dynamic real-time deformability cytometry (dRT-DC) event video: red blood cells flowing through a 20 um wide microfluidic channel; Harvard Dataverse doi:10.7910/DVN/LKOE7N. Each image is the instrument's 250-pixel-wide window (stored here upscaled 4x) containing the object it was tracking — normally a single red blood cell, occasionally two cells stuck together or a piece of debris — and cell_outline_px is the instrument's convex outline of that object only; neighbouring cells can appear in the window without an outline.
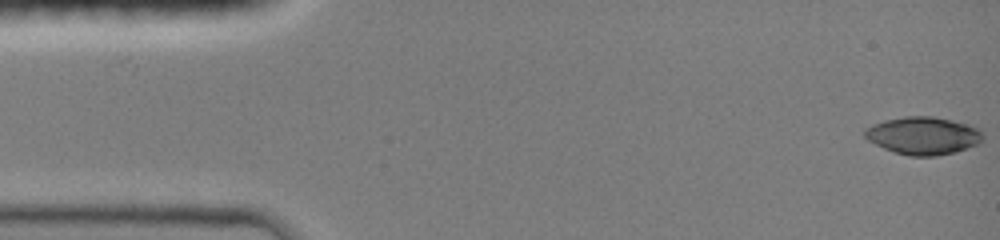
{"species": "common noctule bat (a hibernating species)", "species_latin": "Nyctalus noctula", "temperature_condition": "room temperature", "stored_images_in_passage": 24, "camera_frame_rate_fps": 3000, "um_per_image_px": 0.085, "animal": {"sex": "female", "body_mass_g": 19.0, "forearm_length_mm": 51.5}, "frame": {"image": 1, "passage_image": 1, "time_ms": 0.0, "image_size_px": [1000, 240], "cell_outline_px": [[984, 136], [980, 144], [956, 152], [936, 156], [908, 156], [884, 148], [868, 140], [864, 136], [864, 128], [872, 124], [884, 120], [904, 116], [932, 116], [952, 120], [968, 124], [980, 128]], "centroid_in_image_um": [78.5, 11.52], "position_along_channel_um": 6.5, "area_um2": 26.24}}
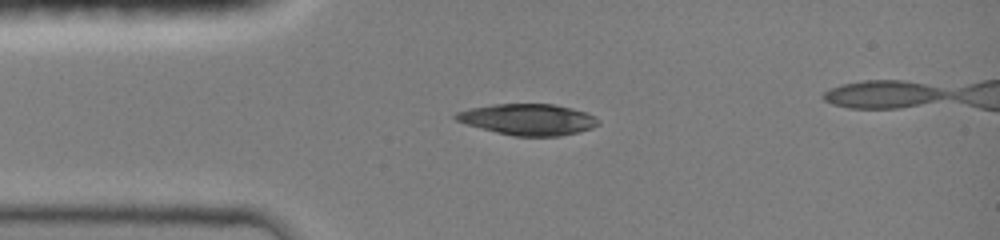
{"frame": {"image": 2, "passage_image": 13, "time_ms": 3.333, "image_size_px": [1000, 240], "cell_outline_px": [[600, 124], [592, 128], [560, 136], [516, 136], [468, 124], [456, 120], [452, 116], [456, 112], [472, 108], [492, 104], [552, 104], [572, 108], [596, 116], [600, 120]], "centroid_in_image_um": [44.93, 10.14], "position_along_channel_um": 40.1, "area_um2": 25.55}}
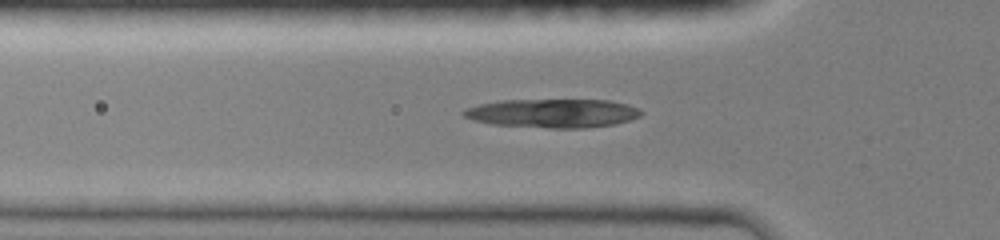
{"frame": {"image": 3, "passage_image": 20, "time_ms": 4.667, "image_size_px": [1000, 240], "cell_outline_px": [[644, 112], [640, 116], [628, 120], [612, 124], [584, 128], [548, 128], [492, 124], [476, 120], [464, 116], [460, 112], [468, 108], [480, 104], [500, 100], [608, 100], [628, 104]], "centroid_in_image_um": [46.99, 9.62], "position_along_channel_um": 78.8, "area_um2": 29.48}}